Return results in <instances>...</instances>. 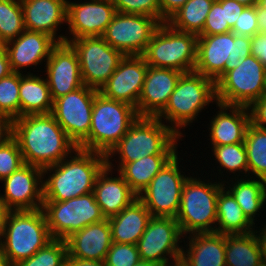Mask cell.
<instances>
[{
  "label": "cell",
  "mask_w": 266,
  "mask_h": 266,
  "mask_svg": "<svg viewBox=\"0 0 266 266\" xmlns=\"http://www.w3.org/2000/svg\"><path fill=\"white\" fill-rule=\"evenodd\" d=\"M25 164L41 169L71 155L77 146L50 114L26 115L13 120V134Z\"/></svg>",
  "instance_id": "obj_1"
},
{
  "label": "cell",
  "mask_w": 266,
  "mask_h": 266,
  "mask_svg": "<svg viewBox=\"0 0 266 266\" xmlns=\"http://www.w3.org/2000/svg\"><path fill=\"white\" fill-rule=\"evenodd\" d=\"M106 165L105 154L77 147L61 162L43 169V201H66L93 192Z\"/></svg>",
  "instance_id": "obj_2"
},
{
  "label": "cell",
  "mask_w": 266,
  "mask_h": 266,
  "mask_svg": "<svg viewBox=\"0 0 266 266\" xmlns=\"http://www.w3.org/2000/svg\"><path fill=\"white\" fill-rule=\"evenodd\" d=\"M179 137L169 126L157 117H138L127 133L109 151L106 159L118 156L119 171L126 163L149 155H176Z\"/></svg>",
  "instance_id": "obj_3"
},
{
  "label": "cell",
  "mask_w": 266,
  "mask_h": 266,
  "mask_svg": "<svg viewBox=\"0 0 266 266\" xmlns=\"http://www.w3.org/2000/svg\"><path fill=\"white\" fill-rule=\"evenodd\" d=\"M52 240L42 209L5 212L0 227V244L13 266Z\"/></svg>",
  "instance_id": "obj_4"
},
{
  "label": "cell",
  "mask_w": 266,
  "mask_h": 266,
  "mask_svg": "<svg viewBox=\"0 0 266 266\" xmlns=\"http://www.w3.org/2000/svg\"><path fill=\"white\" fill-rule=\"evenodd\" d=\"M217 103L215 81L195 71L183 73L164 110L157 116L179 137L204 108ZM170 125H168V123Z\"/></svg>",
  "instance_id": "obj_5"
},
{
  "label": "cell",
  "mask_w": 266,
  "mask_h": 266,
  "mask_svg": "<svg viewBox=\"0 0 266 266\" xmlns=\"http://www.w3.org/2000/svg\"><path fill=\"white\" fill-rule=\"evenodd\" d=\"M204 180L199 176H190L183 185L180 207L175 219L185 237L187 234L215 232L217 197L224 187L223 179L218 183L217 180L207 181L205 177Z\"/></svg>",
  "instance_id": "obj_6"
},
{
  "label": "cell",
  "mask_w": 266,
  "mask_h": 266,
  "mask_svg": "<svg viewBox=\"0 0 266 266\" xmlns=\"http://www.w3.org/2000/svg\"><path fill=\"white\" fill-rule=\"evenodd\" d=\"M135 107L97 93L92 107L88 139L80 149L107 155L138 118Z\"/></svg>",
  "instance_id": "obj_7"
},
{
  "label": "cell",
  "mask_w": 266,
  "mask_h": 266,
  "mask_svg": "<svg viewBox=\"0 0 266 266\" xmlns=\"http://www.w3.org/2000/svg\"><path fill=\"white\" fill-rule=\"evenodd\" d=\"M197 39V34L176 30L164 22L141 56L148 66L191 72L197 62Z\"/></svg>",
  "instance_id": "obj_8"
},
{
  "label": "cell",
  "mask_w": 266,
  "mask_h": 266,
  "mask_svg": "<svg viewBox=\"0 0 266 266\" xmlns=\"http://www.w3.org/2000/svg\"><path fill=\"white\" fill-rule=\"evenodd\" d=\"M42 210L53 239L65 240L74 232L106 219L94 192L66 201H43Z\"/></svg>",
  "instance_id": "obj_9"
},
{
  "label": "cell",
  "mask_w": 266,
  "mask_h": 266,
  "mask_svg": "<svg viewBox=\"0 0 266 266\" xmlns=\"http://www.w3.org/2000/svg\"><path fill=\"white\" fill-rule=\"evenodd\" d=\"M265 74L264 64L249 55L215 83L217 103L249 107L263 96Z\"/></svg>",
  "instance_id": "obj_10"
},
{
  "label": "cell",
  "mask_w": 266,
  "mask_h": 266,
  "mask_svg": "<svg viewBox=\"0 0 266 266\" xmlns=\"http://www.w3.org/2000/svg\"><path fill=\"white\" fill-rule=\"evenodd\" d=\"M183 239L175 218L152 217L137 243L140 258L160 266H179Z\"/></svg>",
  "instance_id": "obj_11"
},
{
  "label": "cell",
  "mask_w": 266,
  "mask_h": 266,
  "mask_svg": "<svg viewBox=\"0 0 266 266\" xmlns=\"http://www.w3.org/2000/svg\"><path fill=\"white\" fill-rule=\"evenodd\" d=\"M69 44L77 52L83 84L98 91L125 56L110 46L102 36L77 38Z\"/></svg>",
  "instance_id": "obj_12"
},
{
  "label": "cell",
  "mask_w": 266,
  "mask_h": 266,
  "mask_svg": "<svg viewBox=\"0 0 266 266\" xmlns=\"http://www.w3.org/2000/svg\"><path fill=\"white\" fill-rule=\"evenodd\" d=\"M178 157L177 153L138 195L152 217L175 218L178 213L182 188L188 178L179 168Z\"/></svg>",
  "instance_id": "obj_13"
},
{
  "label": "cell",
  "mask_w": 266,
  "mask_h": 266,
  "mask_svg": "<svg viewBox=\"0 0 266 266\" xmlns=\"http://www.w3.org/2000/svg\"><path fill=\"white\" fill-rule=\"evenodd\" d=\"M98 92L83 85L53 101L51 114L78 148L88 139L92 107Z\"/></svg>",
  "instance_id": "obj_14"
},
{
  "label": "cell",
  "mask_w": 266,
  "mask_h": 266,
  "mask_svg": "<svg viewBox=\"0 0 266 266\" xmlns=\"http://www.w3.org/2000/svg\"><path fill=\"white\" fill-rule=\"evenodd\" d=\"M160 24L151 16L117 12L102 37L125 56L142 55Z\"/></svg>",
  "instance_id": "obj_15"
},
{
  "label": "cell",
  "mask_w": 266,
  "mask_h": 266,
  "mask_svg": "<svg viewBox=\"0 0 266 266\" xmlns=\"http://www.w3.org/2000/svg\"><path fill=\"white\" fill-rule=\"evenodd\" d=\"M1 183L4 193L0 197L6 211L42 209L43 169L24 164Z\"/></svg>",
  "instance_id": "obj_16"
},
{
  "label": "cell",
  "mask_w": 266,
  "mask_h": 266,
  "mask_svg": "<svg viewBox=\"0 0 266 266\" xmlns=\"http://www.w3.org/2000/svg\"><path fill=\"white\" fill-rule=\"evenodd\" d=\"M116 13L112 0L68 1L66 25L69 36H65V43L77 38L103 36Z\"/></svg>",
  "instance_id": "obj_17"
},
{
  "label": "cell",
  "mask_w": 266,
  "mask_h": 266,
  "mask_svg": "<svg viewBox=\"0 0 266 266\" xmlns=\"http://www.w3.org/2000/svg\"><path fill=\"white\" fill-rule=\"evenodd\" d=\"M148 64L141 55H127L101 87L99 93L112 100L137 107L145 81Z\"/></svg>",
  "instance_id": "obj_18"
},
{
  "label": "cell",
  "mask_w": 266,
  "mask_h": 266,
  "mask_svg": "<svg viewBox=\"0 0 266 266\" xmlns=\"http://www.w3.org/2000/svg\"><path fill=\"white\" fill-rule=\"evenodd\" d=\"M45 64V77L53 101L84 85L77 52L69 43H58Z\"/></svg>",
  "instance_id": "obj_19"
},
{
  "label": "cell",
  "mask_w": 266,
  "mask_h": 266,
  "mask_svg": "<svg viewBox=\"0 0 266 266\" xmlns=\"http://www.w3.org/2000/svg\"><path fill=\"white\" fill-rule=\"evenodd\" d=\"M234 32L198 35L194 71L215 81L233 69Z\"/></svg>",
  "instance_id": "obj_20"
},
{
  "label": "cell",
  "mask_w": 266,
  "mask_h": 266,
  "mask_svg": "<svg viewBox=\"0 0 266 266\" xmlns=\"http://www.w3.org/2000/svg\"><path fill=\"white\" fill-rule=\"evenodd\" d=\"M183 73L169 68L148 66L136 112L140 117H157L165 108L170 95Z\"/></svg>",
  "instance_id": "obj_21"
},
{
  "label": "cell",
  "mask_w": 266,
  "mask_h": 266,
  "mask_svg": "<svg viewBox=\"0 0 266 266\" xmlns=\"http://www.w3.org/2000/svg\"><path fill=\"white\" fill-rule=\"evenodd\" d=\"M57 44L58 42L50 35L25 30L17 38L6 42L4 46L12 72L23 73L21 69L24 70L25 67H37L42 61L46 62L51 50Z\"/></svg>",
  "instance_id": "obj_22"
},
{
  "label": "cell",
  "mask_w": 266,
  "mask_h": 266,
  "mask_svg": "<svg viewBox=\"0 0 266 266\" xmlns=\"http://www.w3.org/2000/svg\"><path fill=\"white\" fill-rule=\"evenodd\" d=\"M67 2L68 0H21L26 30L50 35L58 43L65 42V35H57V31L62 24L67 23Z\"/></svg>",
  "instance_id": "obj_23"
},
{
  "label": "cell",
  "mask_w": 266,
  "mask_h": 266,
  "mask_svg": "<svg viewBox=\"0 0 266 266\" xmlns=\"http://www.w3.org/2000/svg\"><path fill=\"white\" fill-rule=\"evenodd\" d=\"M114 167L111 160H107V165L98 174L93 189L96 202L105 218L119 214L138 198L118 171L119 175L113 177Z\"/></svg>",
  "instance_id": "obj_24"
},
{
  "label": "cell",
  "mask_w": 266,
  "mask_h": 266,
  "mask_svg": "<svg viewBox=\"0 0 266 266\" xmlns=\"http://www.w3.org/2000/svg\"><path fill=\"white\" fill-rule=\"evenodd\" d=\"M219 109L208 127L211 146L244 143L250 123L248 107L216 103ZM228 111H230L228 113Z\"/></svg>",
  "instance_id": "obj_25"
},
{
  "label": "cell",
  "mask_w": 266,
  "mask_h": 266,
  "mask_svg": "<svg viewBox=\"0 0 266 266\" xmlns=\"http://www.w3.org/2000/svg\"><path fill=\"white\" fill-rule=\"evenodd\" d=\"M65 241L69 257L104 261L113 243L108 218L74 232Z\"/></svg>",
  "instance_id": "obj_26"
},
{
  "label": "cell",
  "mask_w": 266,
  "mask_h": 266,
  "mask_svg": "<svg viewBox=\"0 0 266 266\" xmlns=\"http://www.w3.org/2000/svg\"><path fill=\"white\" fill-rule=\"evenodd\" d=\"M179 266H225V234L195 233L187 237ZM189 241V242H188ZM185 244L187 248H185ZM185 248V250H184Z\"/></svg>",
  "instance_id": "obj_27"
},
{
  "label": "cell",
  "mask_w": 266,
  "mask_h": 266,
  "mask_svg": "<svg viewBox=\"0 0 266 266\" xmlns=\"http://www.w3.org/2000/svg\"><path fill=\"white\" fill-rule=\"evenodd\" d=\"M151 218L144 203L139 198L135 199L119 214L108 218L112 241L137 245Z\"/></svg>",
  "instance_id": "obj_28"
},
{
  "label": "cell",
  "mask_w": 266,
  "mask_h": 266,
  "mask_svg": "<svg viewBox=\"0 0 266 266\" xmlns=\"http://www.w3.org/2000/svg\"><path fill=\"white\" fill-rule=\"evenodd\" d=\"M20 117L26 115L50 114L53 100L46 78L29 71L20 73Z\"/></svg>",
  "instance_id": "obj_29"
},
{
  "label": "cell",
  "mask_w": 266,
  "mask_h": 266,
  "mask_svg": "<svg viewBox=\"0 0 266 266\" xmlns=\"http://www.w3.org/2000/svg\"><path fill=\"white\" fill-rule=\"evenodd\" d=\"M237 179L232 176L229 179L231 182L222 181L225 184L223 186L233 195L243 214L255 225L256 215H259L257 212L261 214L260 209L264 208L266 202V180L250 177Z\"/></svg>",
  "instance_id": "obj_30"
},
{
  "label": "cell",
  "mask_w": 266,
  "mask_h": 266,
  "mask_svg": "<svg viewBox=\"0 0 266 266\" xmlns=\"http://www.w3.org/2000/svg\"><path fill=\"white\" fill-rule=\"evenodd\" d=\"M254 225L243 214L233 195L223 187L217 197V223L215 233L246 234L253 232Z\"/></svg>",
  "instance_id": "obj_31"
},
{
  "label": "cell",
  "mask_w": 266,
  "mask_h": 266,
  "mask_svg": "<svg viewBox=\"0 0 266 266\" xmlns=\"http://www.w3.org/2000/svg\"><path fill=\"white\" fill-rule=\"evenodd\" d=\"M175 155H149L139 160L126 163L118 172L123 176L129 187L139 195L153 177Z\"/></svg>",
  "instance_id": "obj_32"
},
{
  "label": "cell",
  "mask_w": 266,
  "mask_h": 266,
  "mask_svg": "<svg viewBox=\"0 0 266 266\" xmlns=\"http://www.w3.org/2000/svg\"><path fill=\"white\" fill-rule=\"evenodd\" d=\"M227 266H262L264 264L253 232L225 235Z\"/></svg>",
  "instance_id": "obj_33"
},
{
  "label": "cell",
  "mask_w": 266,
  "mask_h": 266,
  "mask_svg": "<svg viewBox=\"0 0 266 266\" xmlns=\"http://www.w3.org/2000/svg\"><path fill=\"white\" fill-rule=\"evenodd\" d=\"M213 2L214 0H188L166 23L176 30L198 35L203 30Z\"/></svg>",
  "instance_id": "obj_34"
},
{
  "label": "cell",
  "mask_w": 266,
  "mask_h": 266,
  "mask_svg": "<svg viewBox=\"0 0 266 266\" xmlns=\"http://www.w3.org/2000/svg\"><path fill=\"white\" fill-rule=\"evenodd\" d=\"M244 146L248 158V176L266 180V130L250 124Z\"/></svg>",
  "instance_id": "obj_35"
},
{
  "label": "cell",
  "mask_w": 266,
  "mask_h": 266,
  "mask_svg": "<svg viewBox=\"0 0 266 266\" xmlns=\"http://www.w3.org/2000/svg\"><path fill=\"white\" fill-rule=\"evenodd\" d=\"M211 149L212 155L215 157L214 160H216L215 162L219 163L220 167H217L221 176L223 171L226 170L229 172L228 174L233 173L234 176L237 175L236 178H239V176L241 178L248 177V158L244 143L212 146ZM222 169L224 170L221 171ZM240 173L245 175H240Z\"/></svg>",
  "instance_id": "obj_36"
},
{
  "label": "cell",
  "mask_w": 266,
  "mask_h": 266,
  "mask_svg": "<svg viewBox=\"0 0 266 266\" xmlns=\"http://www.w3.org/2000/svg\"><path fill=\"white\" fill-rule=\"evenodd\" d=\"M26 30L21 0H0V41L17 38Z\"/></svg>",
  "instance_id": "obj_37"
},
{
  "label": "cell",
  "mask_w": 266,
  "mask_h": 266,
  "mask_svg": "<svg viewBox=\"0 0 266 266\" xmlns=\"http://www.w3.org/2000/svg\"><path fill=\"white\" fill-rule=\"evenodd\" d=\"M67 255L66 241L53 239L44 248L15 266H66Z\"/></svg>",
  "instance_id": "obj_38"
},
{
  "label": "cell",
  "mask_w": 266,
  "mask_h": 266,
  "mask_svg": "<svg viewBox=\"0 0 266 266\" xmlns=\"http://www.w3.org/2000/svg\"><path fill=\"white\" fill-rule=\"evenodd\" d=\"M20 73L12 72L0 79V113L12 121L20 117Z\"/></svg>",
  "instance_id": "obj_39"
},
{
  "label": "cell",
  "mask_w": 266,
  "mask_h": 266,
  "mask_svg": "<svg viewBox=\"0 0 266 266\" xmlns=\"http://www.w3.org/2000/svg\"><path fill=\"white\" fill-rule=\"evenodd\" d=\"M24 164L19 144L13 136L0 145V181Z\"/></svg>",
  "instance_id": "obj_40"
},
{
  "label": "cell",
  "mask_w": 266,
  "mask_h": 266,
  "mask_svg": "<svg viewBox=\"0 0 266 266\" xmlns=\"http://www.w3.org/2000/svg\"><path fill=\"white\" fill-rule=\"evenodd\" d=\"M141 260L137 245L113 242L106 258V266H135Z\"/></svg>",
  "instance_id": "obj_41"
},
{
  "label": "cell",
  "mask_w": 266,
  "mask_h": 266,
  "mask_svg": "<svg viewBox=\"0 0 266 266\" xmlns=\"http://www.w3.org/2000/svg\"><path fill=\"white\" fill-rule=\"evenodd\" d=\"M112 2L117 12L151 16L161 22L159 0H112Z\"/></svg>",
  "instance_id": "obj_42"
},
{
  "label": "cell",
  "mask_w": 266,
  "mask_h": 266,
  "mask_svg": "<svg viewBox=\"0 0 266 266\" xmlns=\"http://www.w3.org/2000/svg\"><path fill=\"white\" fill-rule=\"evenodd\" d=\"M227 32H231V27L225 24V0H214L203 30L198 35H215Z\"/></svg>",
  "instance_id": "obj_43"
},
{
  "label": "cell",
  "mask_w": 266,
  "mask_h": 266,
  "mask_svg": "<svg viewBox=\"0 0 266 266\" xmlns=\"http://www.w3.org/2000/svg\"><path fill=\"white\" fill-rule=\"evenodd\" d=\"M236 35L253 37L258 34L257 5L245 7L231 28Z\"/></svg>",
  "instance_id": "obj_44"
},
{
  "label": "cell",
  "mask_w": 266,
  "mask_h": 266,
  "mask_svg": "<svg viewBox=\"0 0 266 266\" xmlns=\"http://www.w3.org/2000/svg\"><path fill=\"white\" fill-rule=\"evenodd\" d=\"M251 37L236 35L233 44V69L241 64V60L251 55Z\"/></svg>",
  "instance_id": "obj_45"
},
{
  "label": "cell",
  "mask_w": 266,
  "mask_h": 266,
  "mask_svg": "<svg viewBox=\"0 0 266 266\" xmlns=\"http://www.w3.org/2000/svg\"><path fill=\"white\" fill-rule=\"evenodd\" d=\"M250 123L260 129L266 130V96L257 99L249 107Z\"/></svg>",
  "instance_id": "obj_46"
},
{
  "label": "cell",
  "mask_w": 266,
  "mask_h": 266,
  "mask_svg": "<svg viewBox=\"0 0 266 266\" xmlns=\"http://www.w3.org/2000/svg\"><path fill=\"white\" fill-rule=\"evenodd\" d=\"M251 52L264 64L266 69V34H257L251 37Z\"/></svg>",
  "instance_id": "obj_47"
},
{
  "label": "cell",
  "mask_w": 266,
  "mask_h": 266,
  "mask_svg": "<svg viewBox=\"0 0 266 266\" xmlns=\"http://www.w3.org/2000/svg\"><path fill=\"white\" fill-rule=\"evenodd\" d=\"M245 7L235 0H225V24L232 28Z\"/></svg>",
  "instance_id": "obj_48"
},
{
  "label": "cell",
  "mask_w": 266,
  "mask_h": 266,
  "mask_svg": "<svg viewBox=\"0 0 266 266\" xmlns=\"http://www.w3.org/2000/svg\"><path fill=\"white\" fill-rule=\"evenodd\" d=\"M188 0H159L161 10V23L166 22Z\"/></svg>",
  "instance_id": "obj_49"
},
{
  "label": "cell",
  "mask_w": 266,
  "mask_h": 266,
  "mask_svg": "<svg viewBox=\"0 0 266 266\" xmlns=\"http://www.w3.org/2000/svg\"><path fill=\"white\" fill-rule=\"evenodd\" d=\"M13 134V121L5 114L0 113V145L6 142Z\"/></svg>",
  "instance_id": "obj_50"
},
{
  "label": "cell",
  "mask_w": 266,
  "mask_h": 266,
  "mask_svg": "<svg viewBox=\"0 0 266 266\" xmlns=\"http://www.w3.org/2000/svg\"><path fill=\"white\" fill-rule=\"evenodd\" d=\"M262 226L263 227H259L257 231L254 225L253 234L255 235L257 239L264 264H266V222Z\"/></svg>",
  "instance_id": "obj_51"
},
{
  "label": "cell",
  "mask_w": 266,
  "mask_h": 266,
  "mask_svg": "<svg viewBox=\"0 0 266 266\" xmlns=\"http://www.w3.org/2000/svg\"><path fill=\"white\" fill-rule=\"evenodd\" d=\"M12 73L8 53L4 44L0 47V79Z\"/></svg>",
  "instance_id": "obj_52"
},
{
  "label": "cell",
  "mask_w": 266,
  "mask_h": 266,
  "mask_svg": "<svg viewBox=\"0 0 266 266\" xmlns=\"http://www.w3.org/2000/svg\"><path fill=\"white\" fill-rule=\"evenodd\" d=\"M66 266H106L105 261L78 259L69 257L66 258Z\"/></svg>",
  "instance_id": "obj_53"
},
{
  "label": "cell",
  "mask_w": 266,
  "mask_h": 266,
  "mask_svg": "<svg viewBox=\"0 0 266 266\" xmlns=\"http://www.w3.org/2000/svg\"><path fill=\"white\" fill-rule=\"evenodd\" d=\"M258 34H266V10L257 4Z\"/></svg>",
  "instance_id": "obj_54"
},
{
  "label": "cell",
  "mask_w": 266,
  "mask_h": 266,
  "mask_svg": "<svg viewBox=\"0 0 266 266\" xmlns=\"http://www.w3.org/2000/svg\"><path fill=\"white\" fill-rule=\"evenodd\" d=\"M0 266H13L6 255L3 253L2 246L0 244Z\"/></svg>",
  "instance_id": "obj_55"
},
{
  "label": "cell",
  "mask_w": 266,
  "mask_h": 266,
  "mask_svg": "<svg viewBox=\"0 0 266 266\" xmlns=\"http://www.w3.org/2000/svg\"><path fill=\"white\" fill-rule=\"evenodd\" d=\"M235 1H237L238 3H240L246 7L254 6V5H257V3H258V0H235Z\"/></svg>",
  "instance_id": "obj_56"
},
{
  "label": "cell",
  "mask_w": 266,
  "mask_h": 266,
  "mask_svg": "<svg viewBox=\"0 0 266 266\" xmlns=\"http://www.w3.org/2000/svg\"><path fill=\"white\" fill-rule=\"evenodd\" d=\"M135 266H160V265L146 260H140Z\"/></svg>",
  "instance_id": "obj_57"
},
{
  "label": "cell",
  "mask_w": 266,
  "mask_h": 266,
  "mask_svg": "<svg viewBox=\"0 0 266 266\" xmlns=\"http://www.w3.org/2000/svg\"><path fill=\"white\" fill-rule=\"evenodd\" d=\"M5 212H6V210L3 207L1 197H0V227H1Z\"/></svg>",
  "instance_id": "obj_58"
},
{
  "label": "cell",
  "mask_w": 266,
  "mask_h": 266,
  "mask_svg": "<svg viewBox=\"0 0 266 266\" xmlns=\"http://www.w3.org/2000/svg\"><path fill=\"white\" fill-rule=\"evenodd\" d=\"M262 9L266 10V0H258L257 3Z\"/></svg>",
  "instance_id": "obj_59"
},
{
  "label": "cell",
  "mask_w": 266,
  "mask_h": 266,
  "mask_svg": "<svg viewBox=\"0 0 266 266\" xmlns=\"http://www.w3.org/2000/svg\"><path fill=\"white\" fill-rule=\"evenodd\" d=\"M263 95L266 96V74H265V80H264V91Z\"/></svg>",
  "instance_id": "obj_60"
}]
</instances>
